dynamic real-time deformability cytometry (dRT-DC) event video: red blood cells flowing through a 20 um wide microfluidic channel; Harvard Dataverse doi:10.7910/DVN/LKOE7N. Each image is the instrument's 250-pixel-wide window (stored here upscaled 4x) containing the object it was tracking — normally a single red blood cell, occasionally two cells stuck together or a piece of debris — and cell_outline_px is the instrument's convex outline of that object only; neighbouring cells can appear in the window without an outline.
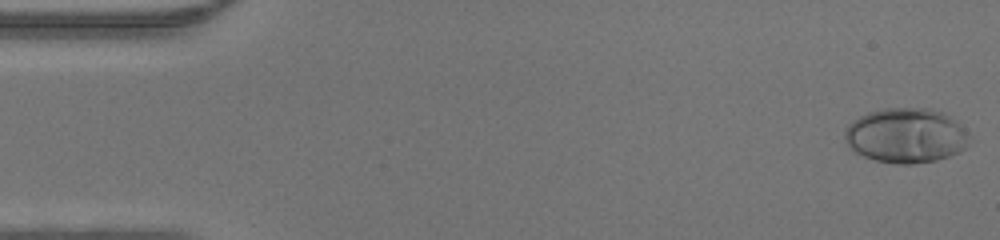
{"species": "human", "species_latin": "Homo sapiens", "temperature_condition": "warm", "stored_images_in_passage": 46, "camera_frame_rate_fps": 3000, "um_per_image_px": 0.085, "donor": {"sex": "male"}, "frame": {"image": 1, "passage_image": 1, "time_ms": 0.0, "image_size_px": [1000, 240], "cell_outline_px": [[968, 136], [964, 148], [948, 156], [936, 160], [912, 164], [896, 164], [876, 160], [864, 156], [848, 148], [844, 140], [844, 132], [848, 124], [860, 116], [868, 112], [884, 108], [932, 108], [944, 112], [964, 128]], "centroid_in_image_um": [76.95, 11.51], "position_along_channel_um": 8.0, "area_um2": 39.71}}
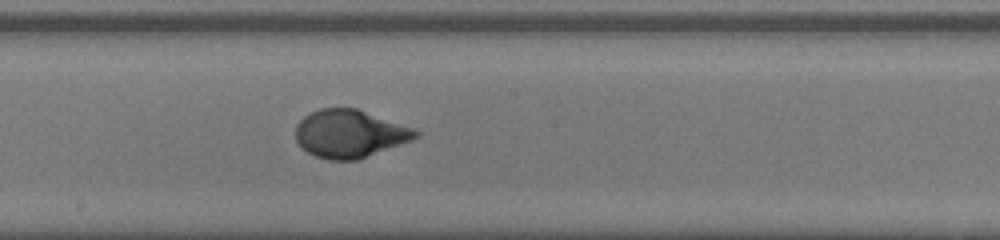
{"frame": {"image": 2, "passage_image": 25, "time_ms": 8.0, "image_size_px": [1000, 240], "cell_outline_px": [[420, 136], [412, 140], [356, 160], [328, 160], [316, 156], [308, 152], [296, 140], [296, 124], [304, 116], [320, 108], [356, 108], [412, 128], [420, 132]], "centroid_in_image_um": [29.71, 11.36], "position_along_channel_um": 218.5, "area_um2": 33.06}}
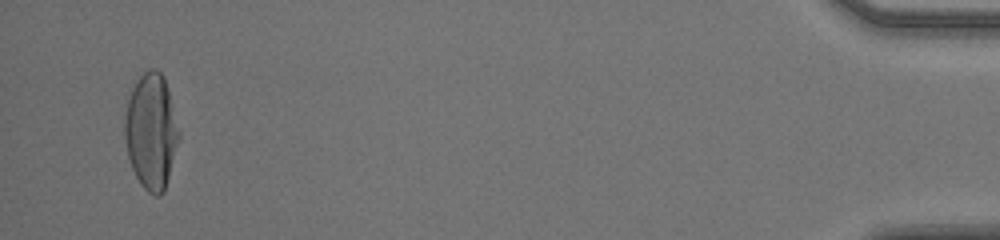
{"frame": {"image": 3, "passage_image": 45, "time_ms": 14.667, "image_size_px": [1000, 240], "cell_outline_px": [[180, 136], [164, 192], [160, 196], [156, 196], [148, 192], [140, 184], [132, 168], [128, 156], [124, 136], [124, 120], [128, 100], [132, 88], [140, 76], [144, 72], [152, 68], [156, 68], [164, 76], [180, 132]], "centroid_in_image_um": [12.85, 11.17], "position_along_channel_um": 422.4, "area_um2": 36.41}}